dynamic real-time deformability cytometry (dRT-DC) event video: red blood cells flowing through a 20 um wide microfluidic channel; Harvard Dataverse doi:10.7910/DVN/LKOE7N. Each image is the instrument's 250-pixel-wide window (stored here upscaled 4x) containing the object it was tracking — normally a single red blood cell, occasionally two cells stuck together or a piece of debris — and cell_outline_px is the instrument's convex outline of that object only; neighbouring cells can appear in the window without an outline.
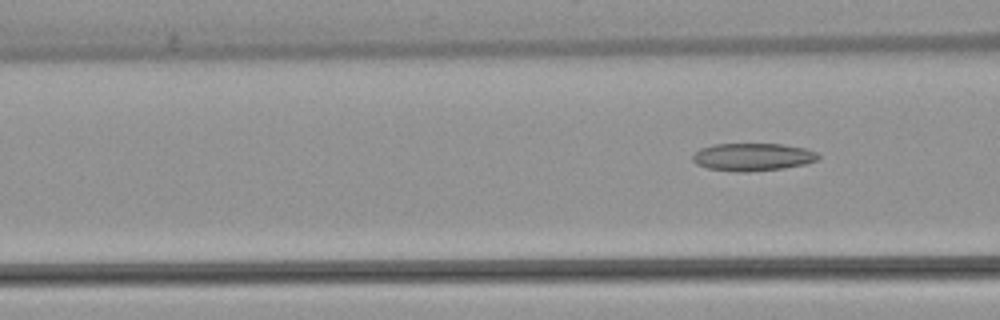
{"species": "common noctule bat (a hibernating species)", "species_latin": "Nyctalus noctula", "temperature_condition": "warm", "stored_images_in_passage": 3, "camera_frame_rate_fps": 3000, "um_per_image_px": 0.085, "animal": {"sex": "female", "body_mass_g": 22.7, "forearm_length_mm": 54.2}, "frame": {"image": 1, "passage_image": 3, "time_ms": 3.0, "image_size_px": [1000, 320], "cell_outline_px": [[820, 156], [816, 160], [804, 164], [784, 168], [748, 172], [736, 172], [708, 168], [696, 164], [692, 160], [692, 156], [700, 148], [716, 144], [784, 144], [804, 148], [816, 152]], "centroid_in_image_um": [63.96, 13.34], "position_along_channel_um": 102.6, "area_um2": 20.23}}